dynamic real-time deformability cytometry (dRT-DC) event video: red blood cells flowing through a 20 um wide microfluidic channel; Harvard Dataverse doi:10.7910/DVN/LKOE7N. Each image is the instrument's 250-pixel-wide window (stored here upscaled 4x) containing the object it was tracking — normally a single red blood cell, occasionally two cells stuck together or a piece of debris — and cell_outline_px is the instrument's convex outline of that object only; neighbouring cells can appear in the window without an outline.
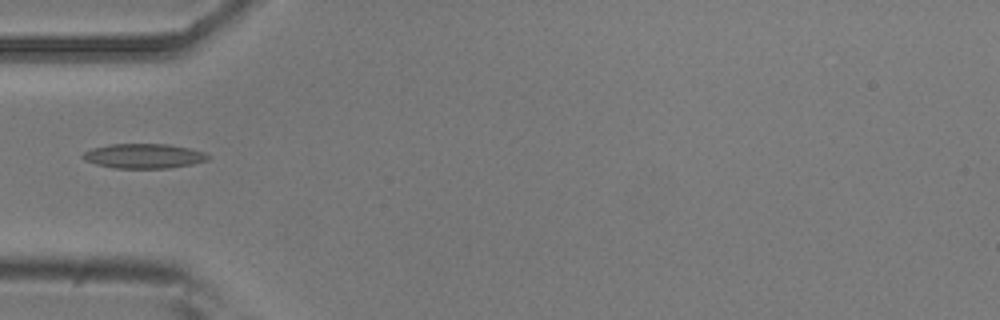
{"species": "common noctule bat (a hibernating species)", "species_latin": "Nyctalus noctula", "temperature_condition": "room temperature", "stored_images_in_passage": 7, "camera_frame_rate_fps": 3000, "um_per_image_px": 0.085, "animal": {"sex": "male", "body_mass_g": 20.5, "forearm_length_mm": 52.5}, "frame": {"image": 1, "passage_image": 5, "time_ms": 1.333, "image_size_px": [1000, 320], "cell_outline_px": [[212, 156], [208, 160], [192, 164], [172, 168], [112, 168], [96, 164], [84, 160], [80, 156], [84, 152], [92, 148], [108, 144], [168, 144], [188, 148], [204, 152]], "centroid_in_image_um": [12.22, 13.26], "position_along_channel_um": 72.8, "area_um2": 18.15}}
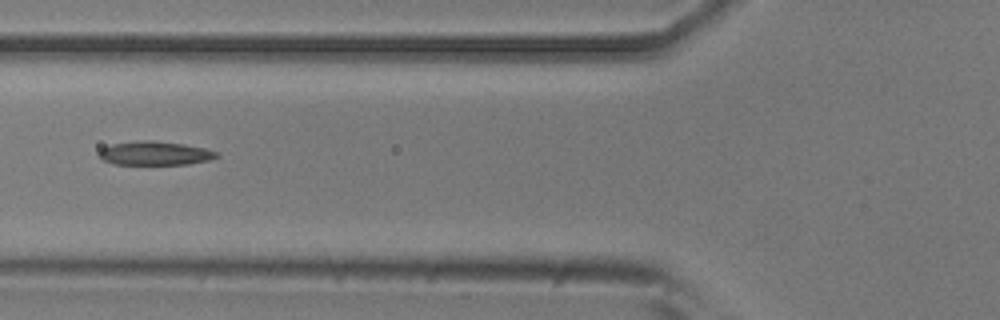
{"frame": {"image": 2, "passage_image": 6, "time_ms": 1.667, "image_size_px": [1000, 320], "cell_outline_px": [[220, 156], [208, 160], [188, 164], [116, 164], [104, 160], [96, 156], [100, 148], [112, 144], [144, 140], [152, 140], [184, 144], [204, 148], [216, 152]], "centroid_in_image_um": [13.13, 13.02], "position_along_channel_um": 112.7, "area_um2": 16.24}}
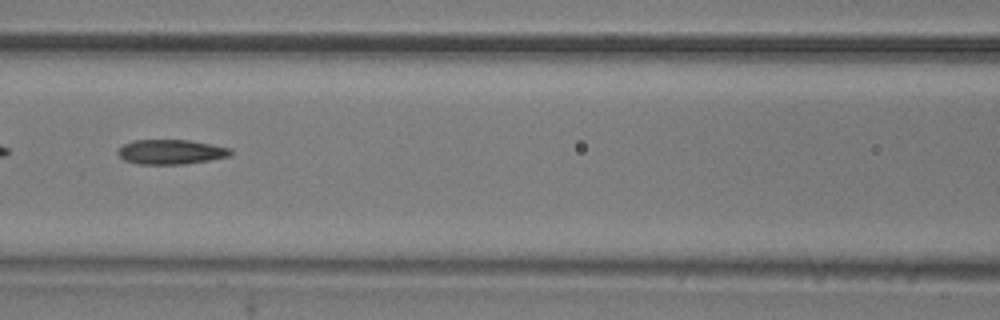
{"frame": {"image": 3, "passage_image": 7, "time_ms": 2.0, "image_size_px": [1000, 320], "cell_outline_px": [[232, 156], [184, 164], [136, 164], [124, 160], [116, 152], [124, 144], [132, 140], [188, 140], [212, 144], [232, 148]], "centroid_in_image_um": [14.54, 12.91], "position_along_channel_um": 152.1, "area_um2": 16.3}}